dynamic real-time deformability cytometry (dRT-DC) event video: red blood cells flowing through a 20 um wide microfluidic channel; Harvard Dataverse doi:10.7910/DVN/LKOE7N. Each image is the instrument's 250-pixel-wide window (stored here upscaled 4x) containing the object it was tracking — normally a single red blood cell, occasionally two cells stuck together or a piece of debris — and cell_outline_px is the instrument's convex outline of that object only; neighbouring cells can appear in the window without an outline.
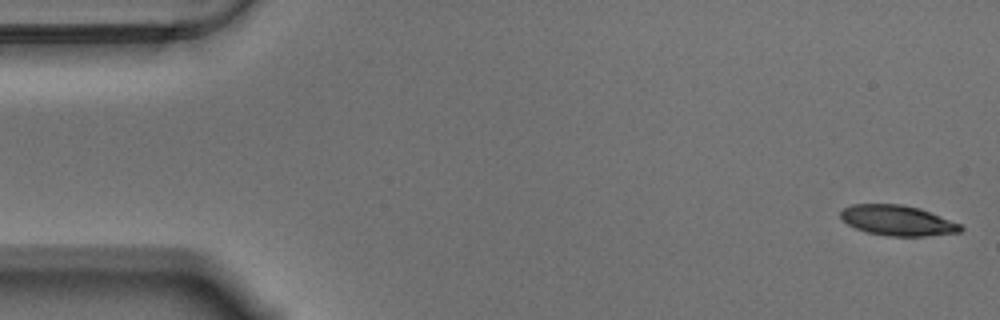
{"species": "Egyptian fruit bat (a non-hibernating species)", "species_latin": "Rousettus aegyptiacus", "temperature_condition": "warm", "stored_images_in_passage": 56, "camera_frame_rate_fps": 3000, "um_per_image_px": 0.085, "animal": {"sex": "male"}, "frame": {"image": 1, "passage_image": 1, "time_ms": 0.0, "image_size_px": [1000, 320], "cell_outline_px": [[964, 228], [960, 232], [924, 236], [888, 236], [868, 232], [856, 228], [848, 224], [840, 216], [840, 212], [844, 208], [852, 204], [900, 204], [920, 208], [960, 224]], "centroid_in_image_um": [76.29, 18.73], "position_along_channel_um": 8.7, "area_um2": 20.98}}
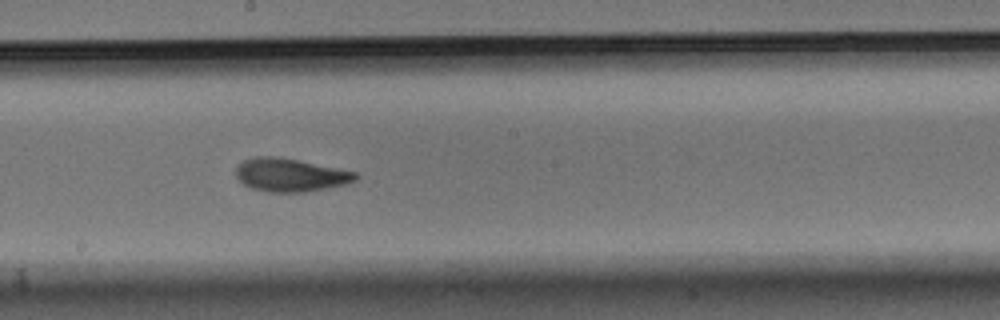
{"frame": {"image": 2, "passage_image": 30, "time_ms": 9.667, "image_size_px": [1000, 320], "cell_outline_px": [[360, 176], [356, 180], [344, 184], [304, 192], [268, 192], [252, 188], [244, 184], [236, 176], [236, 168], [244, 160], [256, 156], [276, 156], [356, 172]], "centroid_in_image_um": [24.66, 14.87], "position_along_channel_um": 223.5, "area_um2": 22.77}}
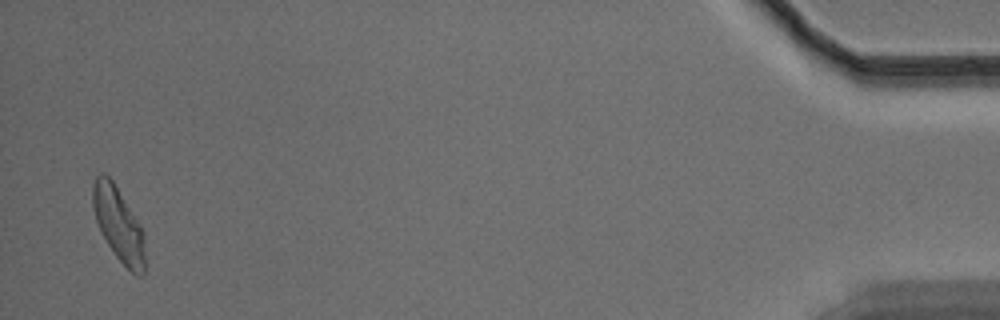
{"frame": {"image": 3, "passage_image": 55, "time_ms": 18.0, "image_size_px": [1000, 320], "cell_outline_px": [[144, 276], [136, 276], [116, 256], [108, 244], [96, 220], [92, 204], [92, 184], [96, 176], [100, 172], [104, 172], [112, 180], [144, 232]], "centroid_in_image_um": [10.06, 19.05], "position_along_channel_um": 425.1, "area_um2": 22.08}, "authors_computed_cell_mechanics": {"area_um2": 22.5709, "velocity_mm_per_s": 3.5065, "shape_relaxation_time_tau1_ms": 4.0442, "shape_relaxation_time_tau2_ms": 2.57, "deformation_change_tau1": 0.1922, "deformation_change_tau2": 0.0893}}